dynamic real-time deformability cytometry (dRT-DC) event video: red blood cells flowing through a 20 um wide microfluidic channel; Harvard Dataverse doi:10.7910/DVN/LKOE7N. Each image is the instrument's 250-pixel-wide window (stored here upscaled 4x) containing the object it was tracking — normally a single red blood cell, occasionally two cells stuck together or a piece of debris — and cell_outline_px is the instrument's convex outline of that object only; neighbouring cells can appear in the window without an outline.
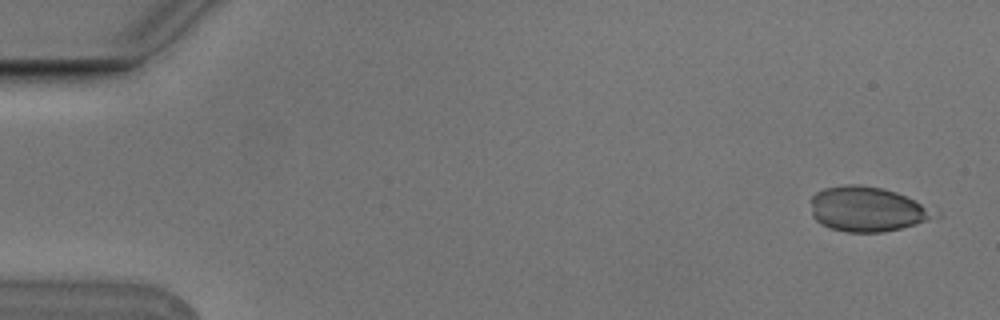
{"species": "Egyptian fruit bat (a non-hibernating species)", "species_latin": "Rousettus aegyptiacus", "temperature_condition": "cold", "stored_images_in_passage": 6, "camera_frame_rate_fps": 3000, "um_per_image_px": 0.085, "animal": {"sex": "male"}, "frame": {"image": 1, "passage_image": 1, "time_ms": 0.0, "image_size_px": [1000, 320], "cell_outline_px": [[944, 216], [916, 224], [884, 232], [844, 232], [820, 224], [812, 216], [812, 196], [816, 192], [824, 188], [844, 184], [860, 184], [884, 188], [896, 192], [940, 208]], "centroid_in_image_um": [73.85, 17.77], "position_along_channel_um": 11.1, "area_um2": 33.35}}